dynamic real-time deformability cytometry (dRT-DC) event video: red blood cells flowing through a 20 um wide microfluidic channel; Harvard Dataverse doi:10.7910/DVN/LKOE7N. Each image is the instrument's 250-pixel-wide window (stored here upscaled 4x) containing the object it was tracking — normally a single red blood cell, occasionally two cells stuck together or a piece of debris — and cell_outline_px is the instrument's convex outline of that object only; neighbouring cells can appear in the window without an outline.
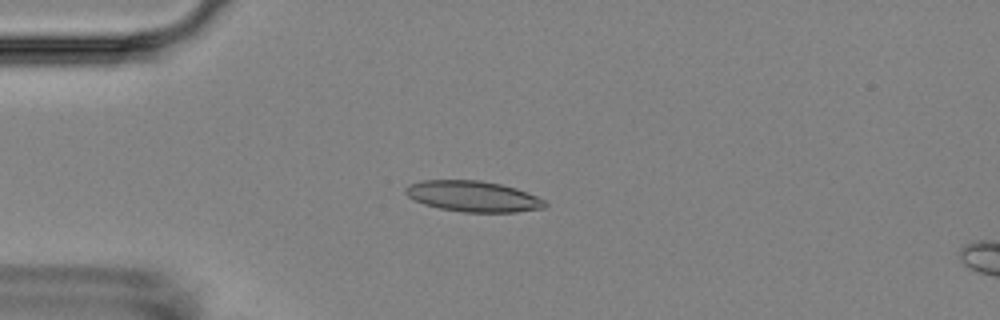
{"species": "Egyptian fruit bat (a non-hibernating species)", "species_latin": "Rousettus aegyptiacus", "temperature_condition": "room temperature", "stored_images_in_passage": 6, "camera_frame_rate_fps": 3000, "um_per_image_px": 0.085, "animal": {"sex": "female"}, "frame": {"image": 1, "passage_image": 4, "time_ms": 3.667, "image_size_px": [1000, 320], "cell_outline_px": [[548, 204], [544, 208], [516, 212], [464, 212], [440, 208], [424, 204], [408, 196], [404, 192], [404, 188], [408, 184], [424, 180], [480, 180], [500, 184], [516, 188], [528, 192], [544, 200]], "centroid_in_image_um": [40.21, 16.68], "position_along_channel_um": 44.8, "area_um2": 25.03}}